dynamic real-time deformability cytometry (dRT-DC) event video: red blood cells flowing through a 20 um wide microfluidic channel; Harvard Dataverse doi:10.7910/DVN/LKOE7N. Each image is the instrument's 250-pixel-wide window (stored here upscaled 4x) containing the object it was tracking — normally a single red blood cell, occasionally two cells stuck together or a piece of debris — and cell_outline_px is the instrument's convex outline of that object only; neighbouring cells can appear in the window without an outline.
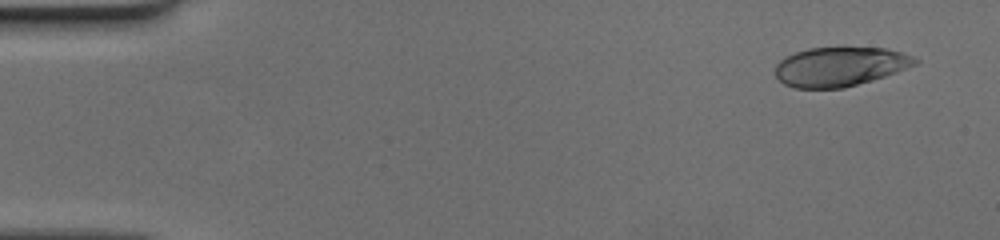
{"species": "human", "species_latin": "Homo sapiens", "temperature_condition": "cold", "stored_images_in_passage": 50, "camera_frame_rate_fps": 3000, "um_per_image_px": 0.085, "donor": {"sex": "female"}, "frame": {"image": 1, "passage_image": 1, "time_ms": 0.0, "image_size_px": [1000, 240], "cell_outline_px": [[920, 60], [916, 64], [896, 72], [872, 80], [844, 88], [792, 88], [784, 84], [776, 76], [776, 64], [784, 56], [808, 48], [840, 44], [884, 48], [904, 52]], "centroid_in_image_um": [71.4, 5.61], "position_along_channel_um": 13.6, "area_um2": 33.0}}
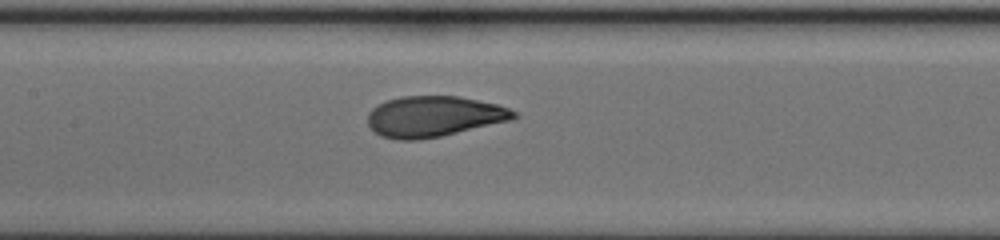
{"frame": {"image": 2, "passage_image": 23, "time_ms": 7.333, "image_size_px": [1000, 240], "cell_outline_px": [[520, 116], [512, 120], [440, 136], [416, 140], [396, 140], [380, 136], [368, 124], [368, 112], [372, 108], [388, 100], [400, 96], [460, 96], [496, 104], [508, 108], [516, 112]], "centroid_in_image_um": [36.88, 9.9], "position_along_channel_um": 170.5, "area_um2": 34.62}}
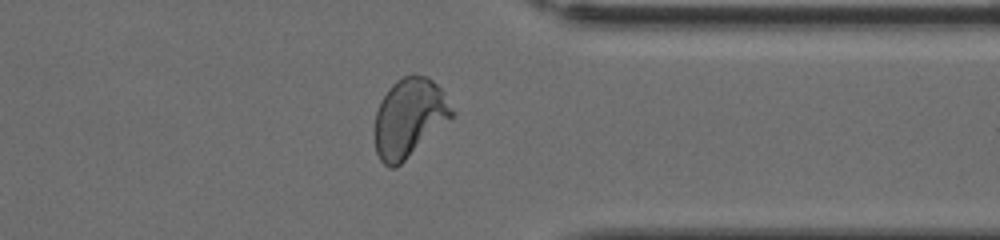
{"frame": {"image": 3, "passage_image": 39, "time_ms": 12.667, "image_size_px": [1000, 240], "cell_outline_px": [[456, 112], [452, 116], [396, 168], [388, 168], [380, 160], [376, 152], [372, 132], [376, 112], [380, 100], [388, 88], [396, 80], [404, 76], [428, 76], [444, 92]], "centroid_in_image_um": [34.73, 10.01], "position_along_channel_um": 376.7, "area_um2": 35.43}}